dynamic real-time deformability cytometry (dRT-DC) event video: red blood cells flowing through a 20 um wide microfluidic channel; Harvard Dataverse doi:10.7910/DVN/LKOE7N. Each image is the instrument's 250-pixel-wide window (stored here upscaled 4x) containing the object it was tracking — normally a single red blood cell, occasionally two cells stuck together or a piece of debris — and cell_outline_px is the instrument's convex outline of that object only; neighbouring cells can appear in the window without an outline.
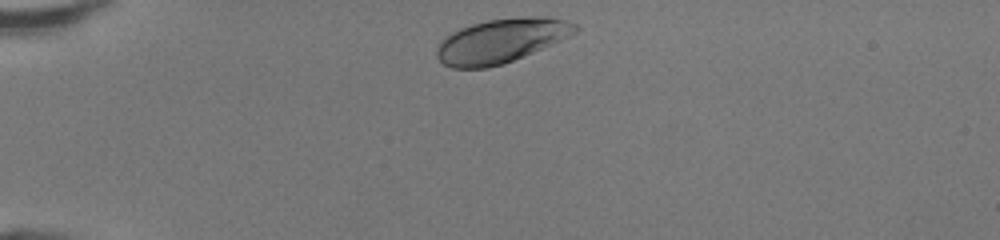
{"species": "human", "species_latin": "Homo sapiens", "temperature_condition": "room temperature", "stored_images_in_passage": 31, "camera_frame_rate_fps": 3000, "um_per_image_px": 0.085, "donor": {"sex": "female"}, "frame": {"image": 1, "passage_image": 1, "time_ms": 0.0, "image_size_px": [1000, 240], "cell_outline_px": [[580, 28], [576, 32], [552, 44], [504, 64], [488, 68], [452, 68], [444, 64], [436, 56], [436, 48], [444, 36], [460, 28], [472, 24], [488, 20], [520, 16], [548, 16], [580, 24]], "centroid_in_image_um": [42.6, 3.45], "position_along_channel_um": 42.4, "area_um2": 35.84}}
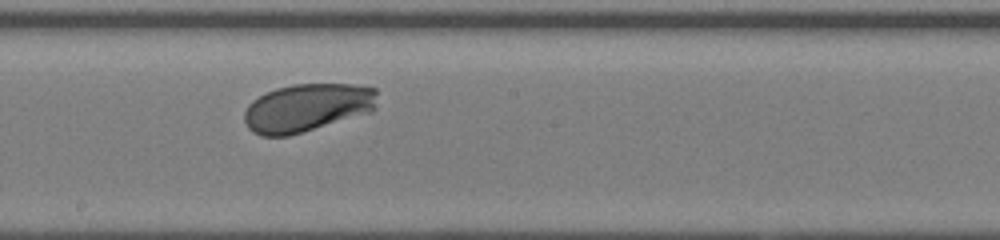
{"frame": {"image": 2, "passage_image": 17, "time_ms": 5.333, "image_size_px": [1000, 240], "cell_outline_px": [[376, 108], [372, 112], [288, 136], [260, 136], [252, 132], [248, 128], [244, 120], [244, 112], [248, 104], [252, 100], [276, 88], [292, 84], [352, 84], [376, 88]], "centroid_in_image_um": [26.1, 9.15], "position_along_channel_um": 222.1, "area_um2": 37.4}}
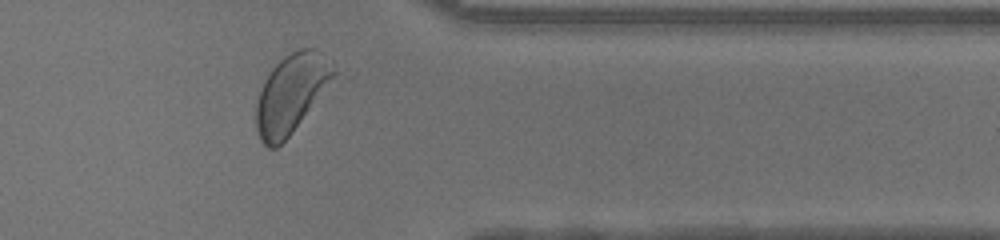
{"frame": {"image": 3, "passage_image": 29, "time_ms": 9.333, "image_size_px": [1000, 240], "cell_outline_px": [[356, 76], [276, 148], [268, 148], [260, 140], [256, 132], [256, 104], [264, 80], [268, 72], [284, 56], [300, 48], [312, 48], [356, 72]], "centroid_in_image_um": [25.23, 7.9], "position_along_channel_um": 386.2, "area_um2": 41.38}, "authors_computed_cell_mechanics": {"area_um2": 36.7608, "velocity_mm_per_s": 4.2373, "shape_relaxation_time_tau1_ms": 1.6479, "shape_relaxation_time_tau2_ms": null, "deformation_change_tau1": 0.1118, "deformation_change_tau2": null}}